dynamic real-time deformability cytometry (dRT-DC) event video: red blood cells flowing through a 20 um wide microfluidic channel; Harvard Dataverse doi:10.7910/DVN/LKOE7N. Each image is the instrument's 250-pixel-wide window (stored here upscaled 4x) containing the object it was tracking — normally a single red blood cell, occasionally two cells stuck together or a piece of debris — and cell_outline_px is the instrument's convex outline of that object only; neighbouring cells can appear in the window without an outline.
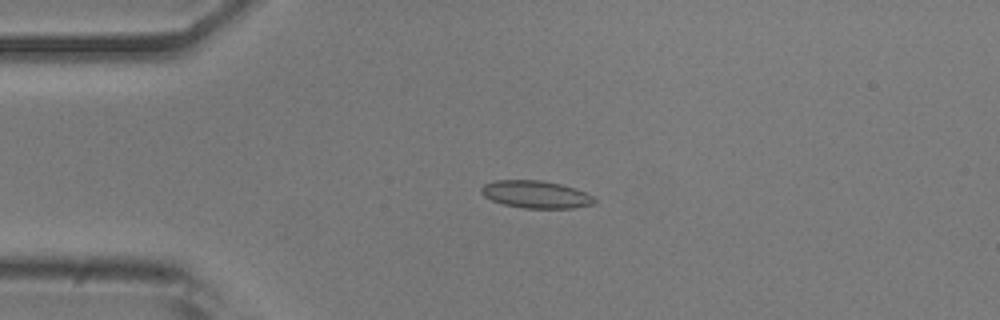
{"species": "common noctule bat (a hibernating species)", "species_latin": "Nyctalus noctula", "temperature_condition": "room temperature", "stored_images_in_passage": 52, "camera_frame_rate_fps": 3000, "um_per_image_px": 0.085, "animal": {"sex": "male", "body_mass_g": 20.5, "forearm_length_mm": 52.5}, "frame": {"image": 1, "passage_image": 12, "time_ms": 3.667, "image_size_px": [1000, 320], "cell_outline_px": [[596, 204], [572, 208], [524, 208], [504, 204], [492, 200], [484, 196], [480, 192], [480, 188], [484, 184], [496, 180], [540, 180], [560, 184], [576, 188], [592, 196], [596, 200]], "centroid_in_image_um": [45.55, 16.52], "position_along_channel_um": 39.4, "area_um2": 18.09}}
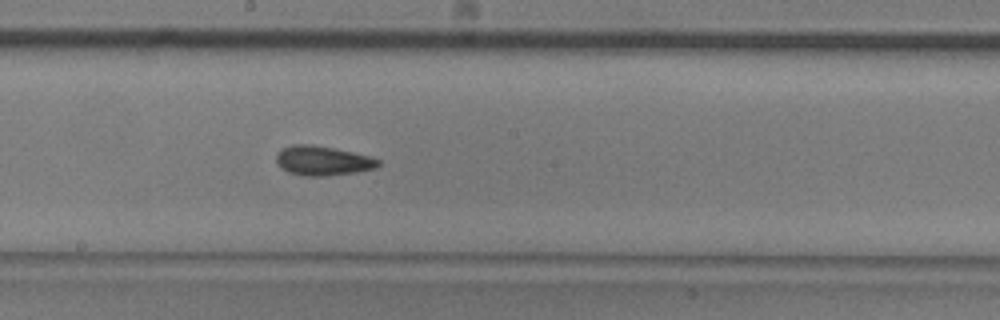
{"frame": {"image": 2, "passage_image": 28, "time_ms": 9.0, "image_size_px": [1000, 320], "cell_outline_px": [[380, 164], [376, 168], [356, 172], [328, 176], [304, 176], [288, 172], [280, 168], [276, 160], [276, 152], [292, 144], [308, 144], [332, 148], [352, 152], [368, 156], [380, 160]], "centroid_in_image_um": [27.4, 13.67], "position_along_channel_um": 220.8, "area_um2": 17.51}}
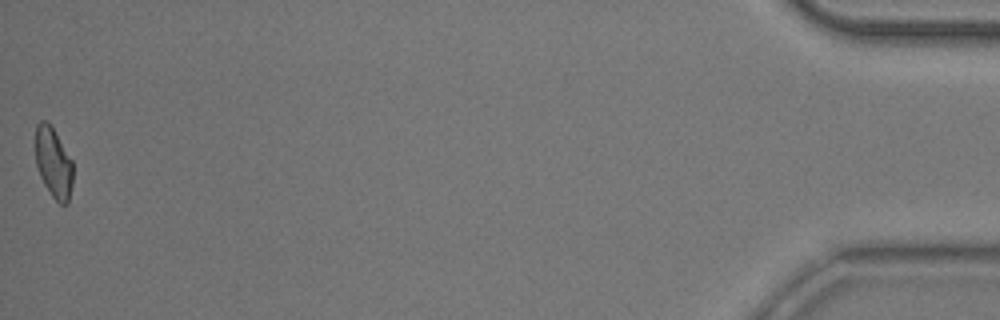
{"frame": {"image": 3, "passage_image": 52, "time_ms": 17.0, "image_size_px": [1000, 320], "cell_outline_px": [[72, 184], [68, 204], [60, 204], [52, 196], [44, 184], [40, 176], [36, 164], [32, 140], [36, 124], [40, 120], [48, 120], [72, 160]], "centroid_in_image_um": [4.48, 13.76], "position_along_channel_um": 430.7, "area_um2": 15.9}, "authors_computed_cell_mechanics": {"area_um2": 16.9065, "velocity_mm_per_s": 3.8621, "shape_relaxation_time_tau1_ms": 6.3631, "shape_relaxation_time_tau2_ms": 2.4798, "deformation_change_tau1": 0.1378, "deformation_change_tau2": 0.0741}}